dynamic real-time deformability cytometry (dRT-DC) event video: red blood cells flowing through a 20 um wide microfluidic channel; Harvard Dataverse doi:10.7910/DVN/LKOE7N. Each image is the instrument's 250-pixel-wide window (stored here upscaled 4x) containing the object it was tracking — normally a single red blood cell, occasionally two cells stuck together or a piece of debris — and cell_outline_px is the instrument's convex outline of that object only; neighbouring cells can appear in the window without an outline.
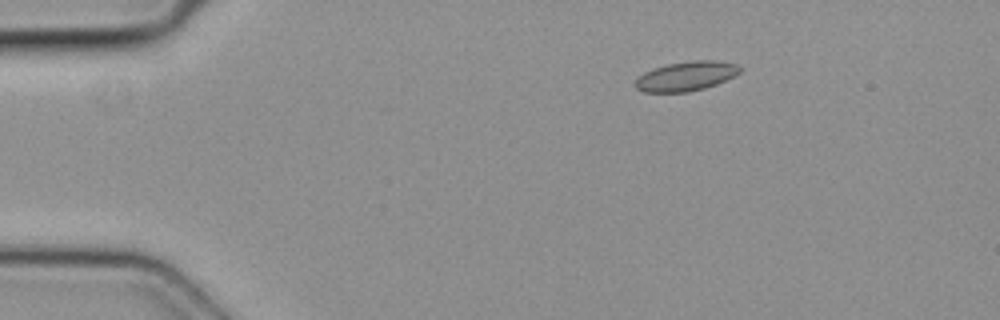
{"species": "common noctule bat (a hibernating species)", "species_latin": "Nyctalus noctula", "temperature_condition": "cold", "stored_images_in_passage": 43, "camera_frame_rate_fps": 3000, "um_per_image_px": 0.085, "animal": {"sex": "female", "body_mass_g": 19.3, "forearm_length_mm": 54.1}, "frame": {"image": 1, "passage_image": 2, "time_ms": 0.333, "image_size_px": [1000, 320], "cell_outline_px": [[744, 68], [740, 72], [716, 84], [704, 88], [688, 92], [644, 92], [636, 88], [636, 80], [644, 72], [652, 68], [668, 64], [692, 60], [712, 60], [736, 64]], "centroid_in_image_um": [58.32, 6.47], "position_along_channel_um": 26.7, "area_um2": 17.8}}
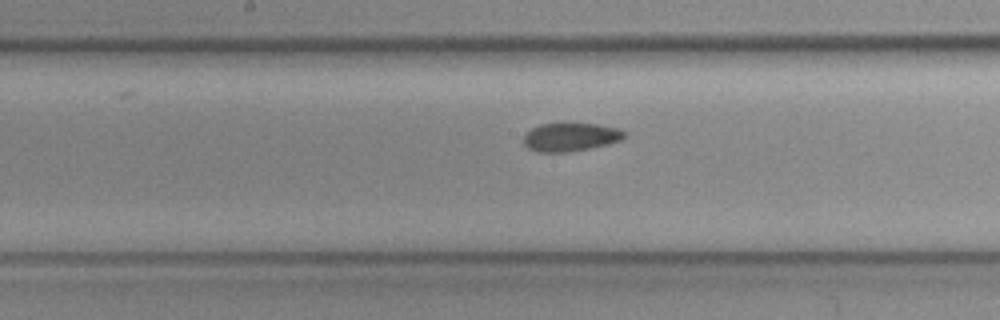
{"frame": {"image": 2, "passage_image": 19, "time_ms": 6.0, "image_size_px": [1000, 320], "cell_outline_px": [[628, 132], [620, 140], [608, 144], [568, 152], [540, 152], [528, 148], [524, 144], [524, 136], [532, 128], [540, 124], [596, 124], [620, 128]], "centroid_in_image_um": [48.52, 11.65], "position_along_channel_um": 199.7, "area_um2": 16.47}}
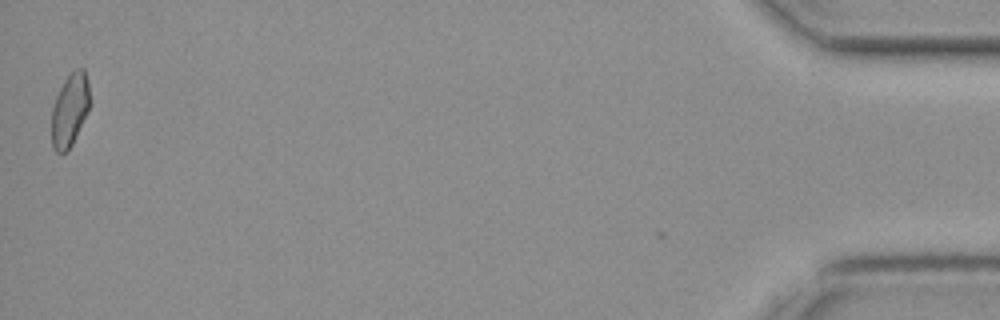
{"frame": {"image": 3, "passage_image": 42, "time_ms": 13.667, "image_size_px": [1000, 320], "cell_outline_px": [[88, 108], [72, 144], [68, 152], [56, 152], [52, 148], [52, 108], [56, 96], [64, 80], [76, 68], [84, 68], [88, 80]], "centroid_in_image_um": [5.9, 9.35], "position_along_channel_um": 429.3, "area_um2": 15.84}}